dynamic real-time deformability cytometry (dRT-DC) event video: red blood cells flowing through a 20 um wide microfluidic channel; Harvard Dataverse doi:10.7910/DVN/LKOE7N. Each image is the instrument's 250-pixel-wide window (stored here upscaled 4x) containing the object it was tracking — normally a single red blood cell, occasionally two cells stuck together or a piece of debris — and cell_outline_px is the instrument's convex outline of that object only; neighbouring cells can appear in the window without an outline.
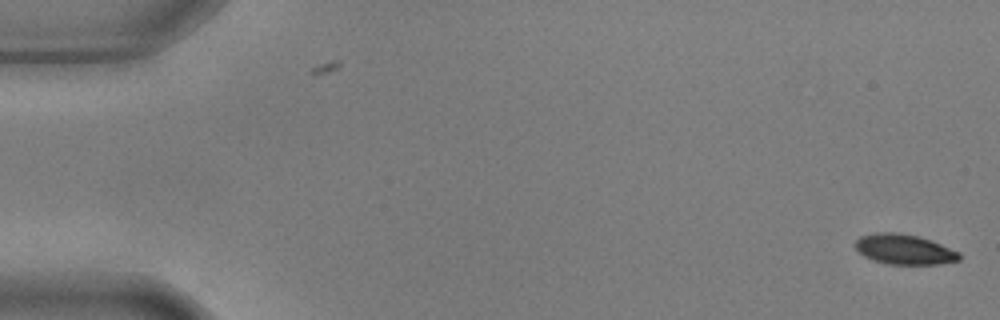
{"species": "common noctule bat (a hibernating species)", "species_latin": "Nyctalus noctula", "temperature_condition": "warm", "stored_images_in_passage": 5, "camera_frame_rate_fps": 3000, "um_per_image_px": 0.085, "animal": {"sex": "male", "body_mass_g": 17.9, "forearm_length_mm": 54.2}, "frame": {"image": 1, "passage_image": 1, "time_ms": 0.0, "image_size_px": [1000, 320], "cell_outline_px": [[960, 260], [940, 264], [884, 264], [872, 260], [864, 256], [856, 248], [856, 240], [860, 236], [876, 232], [896, 232], [916, 236], [932, 240], [960, 252]], "centroid_in_image_um": [76.87, 21.2], "position_along_channel_um": 8.1, "area_um2": 18.32}}